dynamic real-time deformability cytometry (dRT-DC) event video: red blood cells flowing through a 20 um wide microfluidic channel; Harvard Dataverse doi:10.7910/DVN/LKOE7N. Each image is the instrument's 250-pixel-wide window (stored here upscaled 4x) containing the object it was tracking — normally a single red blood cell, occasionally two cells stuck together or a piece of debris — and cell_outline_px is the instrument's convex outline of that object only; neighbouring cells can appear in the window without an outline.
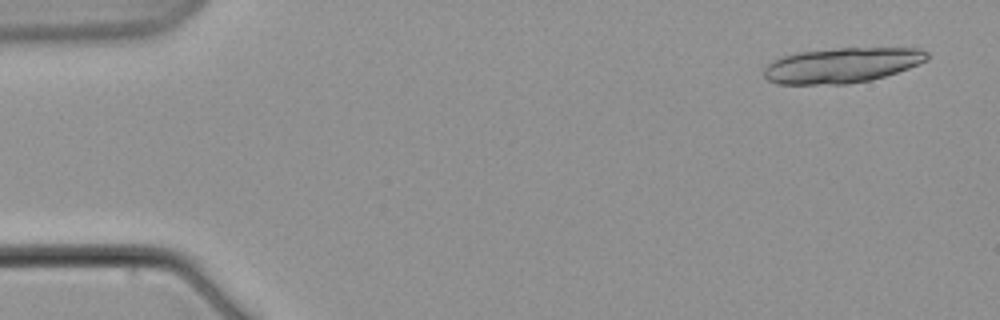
{"species": "common noctule bat (a hibernating species)", "species_latin": "Nyctalus noctula", "temperature_condition": "warm", "stored_images_in_passage": 6, "camera_frame_rate_fps": 3000, "um_per_image_px": 0.085, "animal": {"sex": "male", "body_mass_g": 21.5, "forearm_length_mm": 52.0}, "frame": {"image": 1, "passage_image": 1, "time_ms": 0.0, "image_size_px": [1000, 320], "cell_outline_px": [[928, 60], [908, 68], [872, 80], [848, 84], [776, 84], [768, 80], [764, 76], [764, 68], [772, 60], [784, 56], [800, 52], [836, 48], [920, 48], [928, 52]], "centroid_in_image_um": [71.56, 5.55], "position_along_channel_um": 13.4, "area_um2": 33.41}}
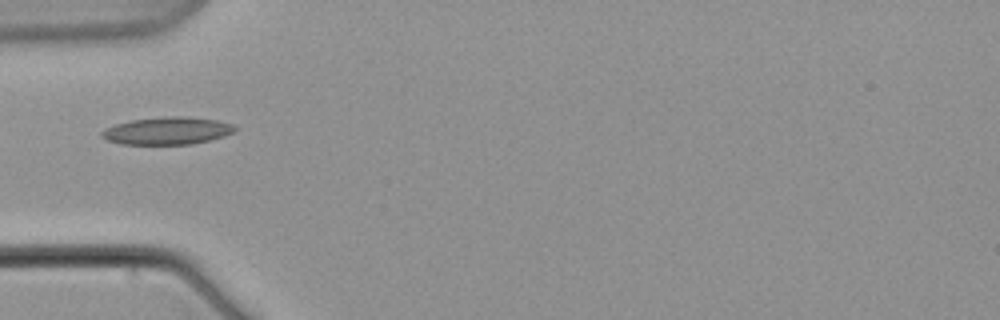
{"frame": {"image": 2, "passage_image": 6, "time_ms": 6.667, "image_size_px": [1000, 320], "cell_outline_px": [[236, 128], [232, 132], [224, 136], [192, 144], [120, 144], [108, 140], [100, 136], [100, 132], [104, 128], [116, 124], [132, 120], [164, 116], [184, 116], [216, 120], [232, 124]], "centroid_in_image_um": [14.17, 11.11], "position_along_channel_um": 70.8, "area_um2": 21.21}}